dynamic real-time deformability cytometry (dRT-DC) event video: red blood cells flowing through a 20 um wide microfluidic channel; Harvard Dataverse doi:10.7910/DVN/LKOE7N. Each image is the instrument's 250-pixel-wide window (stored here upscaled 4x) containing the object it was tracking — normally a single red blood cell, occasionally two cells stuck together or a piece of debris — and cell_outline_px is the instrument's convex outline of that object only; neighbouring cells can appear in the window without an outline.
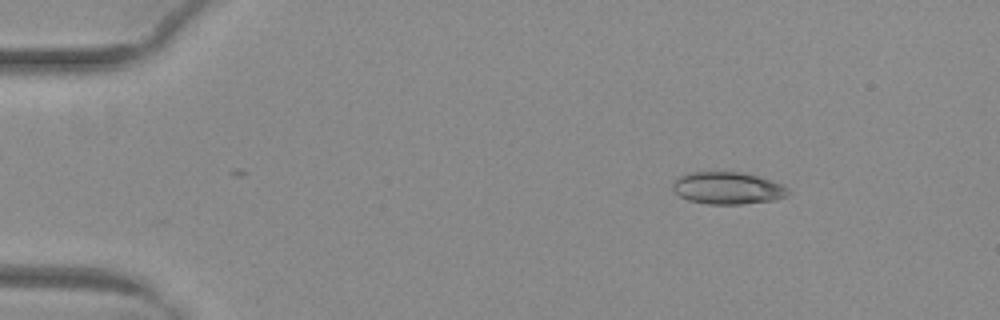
{"species": "common noctule bat (a hibernating species)", "species_latin": "Nyctalus noctula", "temperature_condition": "warm", "stored_images_in_passage": 36, "camera_frame_rate_fps": 3000, "um_per_image_px": 0.085, "animal": {"sex": "female", "body_mass_g": 29.2, "forearm_length_mm": 56.3}, "frame": {"image": 1, "passage_image": 1, "time_ms": 0.0, "image_size_px": [1000, 320], "cell_outline_px": [[792, 192], [784, 196], [772, 200], [740, 204], [708, 204], [688, 200], [680, 196], [672, 188], [672, 184], [680, 176], [688, 172], [744, 172], [784, 184]], "centroid_in_image_um": [61.86, 15.98], "position_along_channel_um": 23.1, "area_um2": 21.62}}
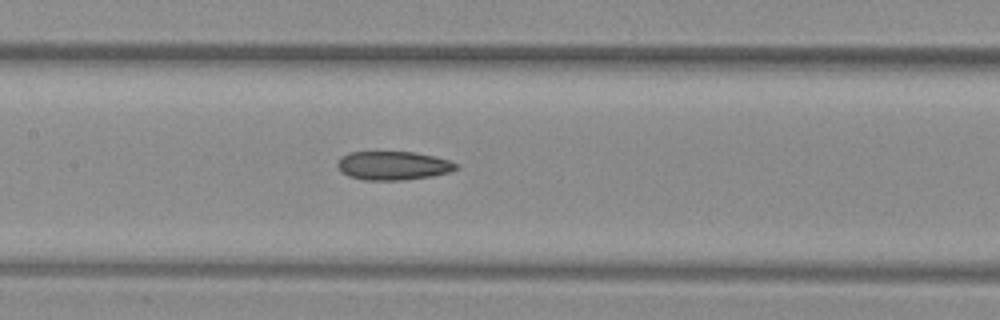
{"frame": {"image": 2, "passage_image": 19, "time_ms": 6.0, "image_size_px": [1000, 320], "cell_outline_px": [[460, 168], [448, 172], [432, 176], [404, 180], [364, 180], [348, 176], [340, 172], [336, 164], [340, 156], [348, 152], [412, 152], [432, 156], [448, 160], [460, 164]], "centroid_in_image_um": [33.38, 14.08], "position_along_channel_um": 174.0, "area_um2": 20.0}}
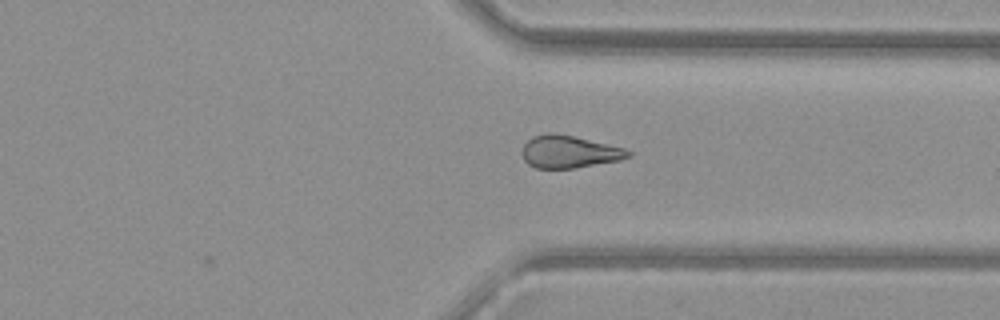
{"frame": {"image": 3, "passage_image": 33, "time_ms": 10.667, "image_size_px": [1000, 320], "cell_outline_px": [[632, 156], [620, 160], [576, 168], [536, 168], [528, 164], [524, 160], [520, 152], [524, 144], [532, 136], [548, 132], [552, 132], [572, 136], [624, 148], [632, 152]], "centroid_in_image_um": [48.35, 12.9], "position_along_channel_um": 363.1, "area_um2": 20.11}, "authors_computed_cell_mechanics": {"area_um2": 20.4323, "velocity_mm_per_s": 4.0627, "shape_relaxation_time_tau1_ms": null, "shape_relaxation_time_tau2_ms": 4.4314, "deformation_change_tau1": null, "deformation_change_tau2": 0.1283}}